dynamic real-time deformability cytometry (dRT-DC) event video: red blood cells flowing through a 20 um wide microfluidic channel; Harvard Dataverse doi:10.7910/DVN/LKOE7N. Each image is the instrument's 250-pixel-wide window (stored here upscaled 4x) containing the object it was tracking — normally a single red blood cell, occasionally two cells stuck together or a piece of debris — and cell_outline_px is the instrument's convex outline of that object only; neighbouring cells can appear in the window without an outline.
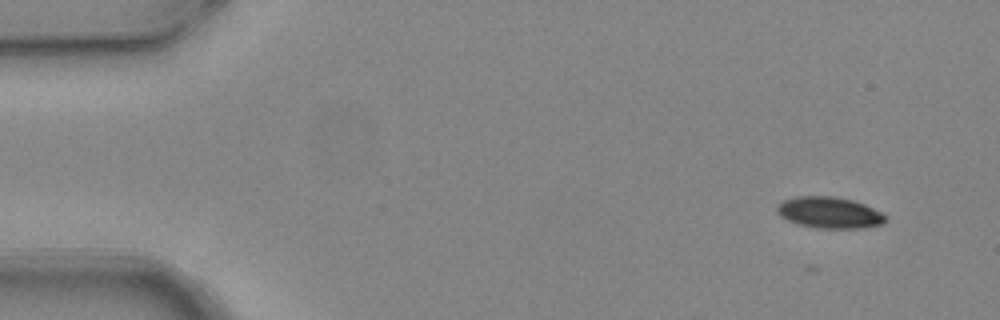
{"species": "common noctule bat (a hibernating species)", "species_latin": "Nyctalus noctula", "temperature_condition": "warm", "stored_images_in_passage": 6, "camera_frame_rate_fps": 3000, "um_per_image_px": 0.085, "animal": {"sex": "female", "body_mass_g": 24.6, "forearm_length_mm": 56.2}, "frame": {"image": 1, "passage_image": 1, "time_ms": 0.0, "image_size_px": [1000, 320], "cell_outline_px": [[888, 220], [884, 224], [864, 228], [816, 228], [796, 224], [780, 216], [776, 212], [776, 204], [784, 200], [796, 196], [832, 196], [852, 200], [864, 204], [888, 216]], "centroid_in_image_um": [70.49, 18.08], "position_along_channel_um": 14.5, "area_um2": 20.06}}
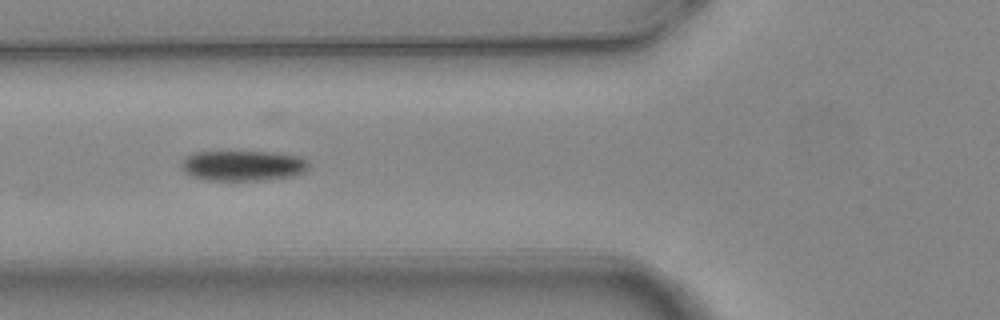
{"frame": {"image": 2, "passage_image": 5, "time_ms": 1.333, "image_size_px": [1000, 320], "cell_outline_px": [[308, 168], [304, 172], [288, 176], [260, 180], [208, 180], [188, 176], [180, 168], [180, 164], [184, 156], [192, 152], [272, 152], [300, 156], [308, 160]], "centroid_in_image_um": [20.57, 14.07], "position_along_channel_um": 105.2, "area_um2": 22.66}}
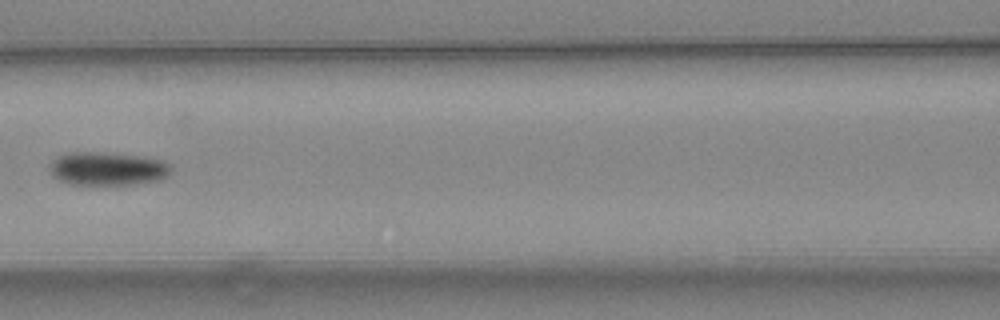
{"frame": {"image": 3, "passage_image": 6, "time_ms": 1.667, "image_size_px": [1000, 320], "cell_outline_px": [[172, 172], [168, 176], [160, 180], [128, 184], [68, 184], [56, 180], [48, 172], [48, 164], [52, 160], [68, 152], [104, 152], [136, 156], [160, 160], [168, 164], [172, 168]], "centroid_in_image_um": [9.06, 14.34], "position_along_channel_um": 157.5, "area_um2": 23.7}}